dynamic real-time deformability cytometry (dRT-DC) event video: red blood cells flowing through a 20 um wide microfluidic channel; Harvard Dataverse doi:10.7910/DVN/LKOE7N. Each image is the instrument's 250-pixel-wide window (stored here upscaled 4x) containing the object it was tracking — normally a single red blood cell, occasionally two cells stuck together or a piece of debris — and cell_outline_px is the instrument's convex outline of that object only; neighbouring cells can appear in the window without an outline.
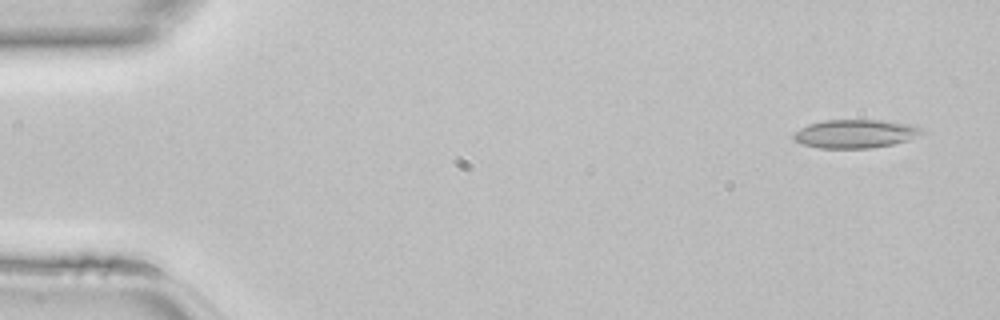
{"species": "common noctule bat (a hibernating species)", "species_latin": "Nyctalus noctula", "temperature_condition": "room temperature", "stored_images_in_passage": 46, "camera_frame_rate_fps": 3000, "um_per_image_px": 0.085, "animal": {"sex": "female", "body_mass_g": 22.7, "forearm_length_mm": 54.2}, "frame": {"image": 1, "passage_image": 3, "time_ms": 0.667, "image_size_px": [1000, 320], "cell_outline_px": [[928, 132], [908, 140], [892, 144], [872, 148], [820, 148], [800, 144], [792, 136], [800, 128], [808, 124], [824, 120], [884, 120], [912, 124], [924, 128]], "centroid_in_image_um": [72.77, 11.36], "position_along_channel_um": 12.2, "area_um2": 21.56}}
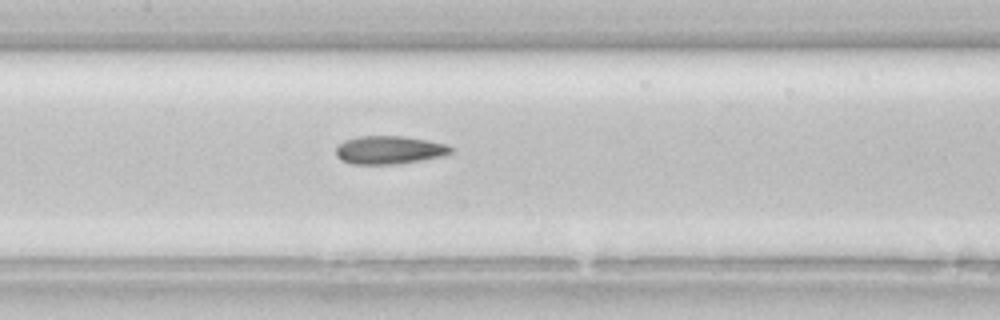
{"frame": {"image": 2, "passage_image": 22, "time_ms": 7.0, "image_size_px": [1000, 320], "cell_outline_px": [[456, 148], [452, 152], [444, 156], [396, 164], [352, 164], [340, 160], [336, 156], [336, 148], [344, 140], [360, 136], [404, 136], [428, 140], [448, 144]], "centroid_in_image_um": [33.12, 12.74], "position_along_channel_um": 174.3, "area_um2": 19.07}}
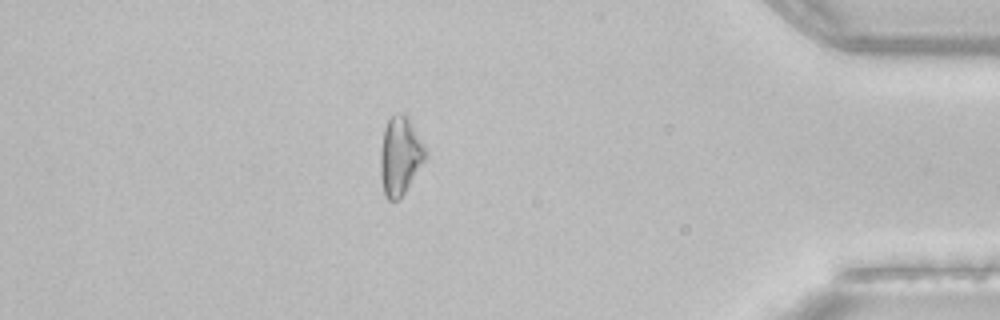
{"frame": {"image": 3, "passage_image": 40, "time_ms": 13.0, "image_size_px": [1000, 320], "cell_outline_px": [[428, 156], [404, 192], [396, 200], [388, 200], [384, 196], [380, 176], [380, 148], [384, 128], [388, 120], [396, 112], [404, 112], [408, 116], [424, 144], [428, 152]], "centroid_in_image_um": [34.0, 13.21], "position_along_channel_um": 401.2, "area_um2": 20.81}}